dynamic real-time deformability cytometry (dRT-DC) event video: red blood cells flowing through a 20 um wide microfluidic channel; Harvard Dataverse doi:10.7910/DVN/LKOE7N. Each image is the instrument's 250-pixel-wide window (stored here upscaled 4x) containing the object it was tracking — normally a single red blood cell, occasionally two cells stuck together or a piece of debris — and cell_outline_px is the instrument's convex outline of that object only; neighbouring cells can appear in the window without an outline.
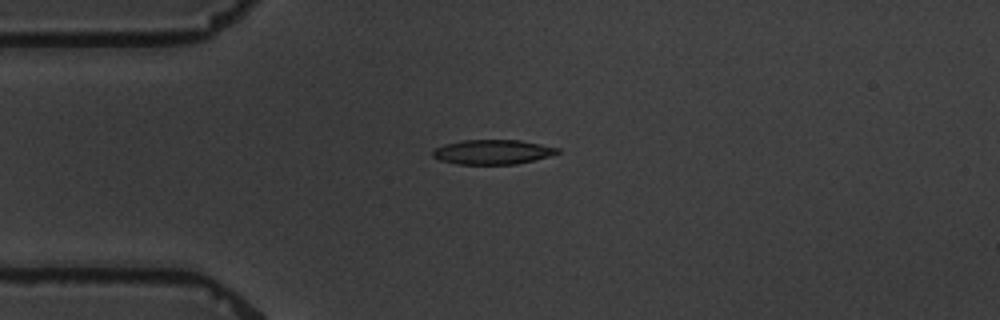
{"species": "common noctule bat (a hibernating species)", "species_latin": "Nyctalus noctula", "temperature_condition": "warm", "stored_images_in_passage": 7, "camera_frame_rate_fps": 3000, "um_per_image_px": 0.085, "animal": {"sex": "male", "body_mass_g": 19.5, "forearm_length_mm": 54.6}, "frame": {"image": 1, "passage_image": 4, "time_ms": 3.667, "image_size_px": [1000, 320], "cell_outline_px": [[560, 152], [548, 156], [516, 164], [456, 164], [440, 160], [432, 156], [432, 152], [436, 148], [444, 144], [460, 140], [520, 140], [560, 148]], "centroid_in_image_um": [41.84, 12.91], "position_along_channel_um": 43.2, "area_um2": 17.8}}
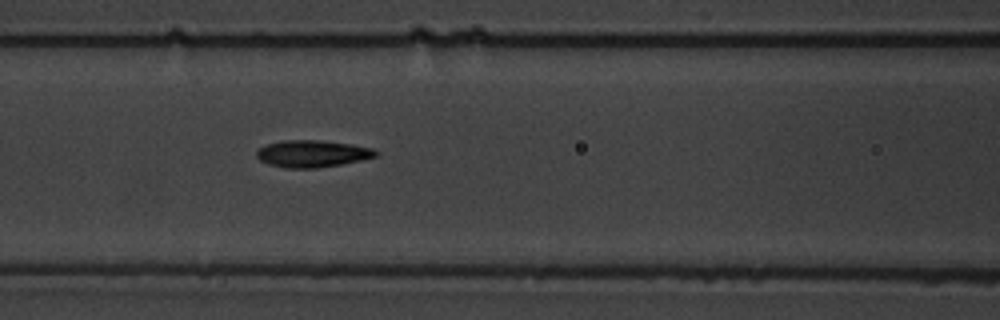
{"frame": {"image": 2, "passage_image": 7, "time_ms": 7.0, "image_size_px": [1000, 320], "cell_outline_px": [[380, 152], [376, 156], [360, 160], [340, 164], [316, 168], [284, 168], [268, 164], [260, 160], [256, 156], [256, 152], [260, 148], [268, 144], [284, 140], [320, 140], [352, 144], [372, 148]], "centroid_in_image_um": [26.54, 13.06], "position_along_channel_um": 140.1, "area_um2": 18.67}}